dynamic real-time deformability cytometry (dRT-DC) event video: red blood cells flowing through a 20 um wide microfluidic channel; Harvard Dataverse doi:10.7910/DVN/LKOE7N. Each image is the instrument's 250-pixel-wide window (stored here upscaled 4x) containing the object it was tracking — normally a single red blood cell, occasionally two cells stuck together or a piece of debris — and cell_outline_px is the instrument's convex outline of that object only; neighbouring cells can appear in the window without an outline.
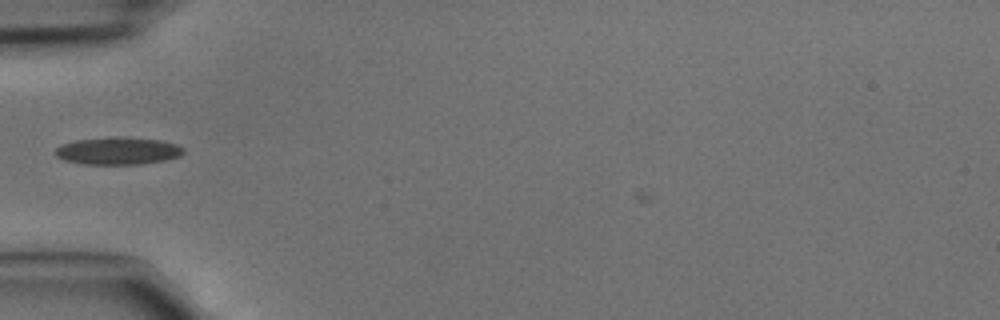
{"species": "common noctule bat (a hibernating species)", "species_latin": "Nyctalus noctula", "temperature_condition": "cold", "stored_images_in_passage": 27, "camera_frame_rate_fps": 3000, "um_per_image_px": 0.085, "animal": {"sex": "male", "body_mass_g": 15.6}, "frame": {"image": 1, "passage_image": 1, "time_ms": 0.0, "image_size_px": [1000, 320], "cell_outline_px": [[184, 152], [180, 156], [164, 160], [136, 164], [84, 164], [64, 160], [56, 156], [56, 148], [60, 144], [76, 140], [108, 136], [120, 136], [160, 140], [176, 144], [184, 148]], "centroid_in_image_um": [10.0, 12.81], "position_along_channel_um": 75.0, "area_um2": 20.58}}
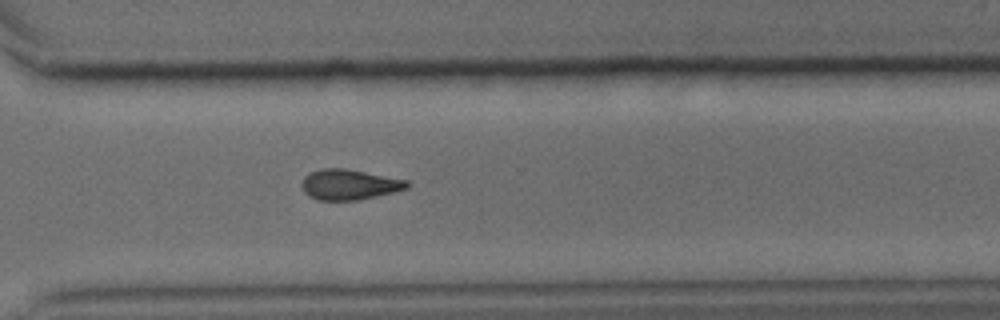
{"frame": {"image": 2, "passage_image": 19, "time_ms": 6.0, "image_size_px": [1000, 320], "cell_outline_px": [[408, 188], [376, 196], [356, 200], [320, 200], [308, 196], [304, 192], [304, 176], [320, 168], [344, 168], [408, 180]], "centroid_in_image_um": [29.69, 15.68], "position_along_channel_um": 340.9, "area_um2": 18.32}}
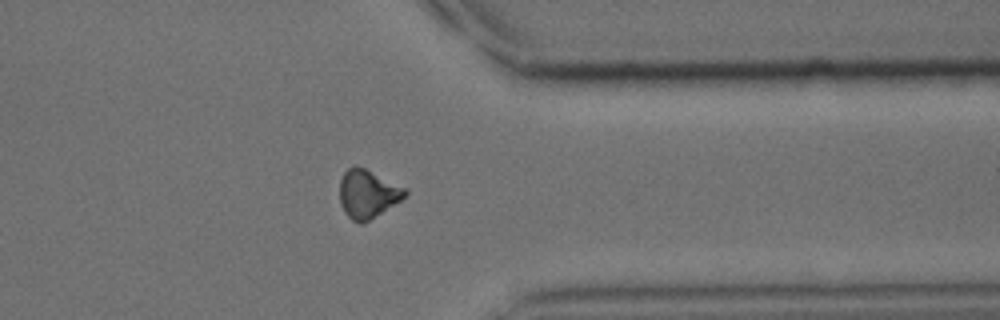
{"frame": {"image": 3, "passage_image": 22, "time_ms": 7.0, "image_size_px": [1000, 320], "cell_outline_px": [[408, 192], [400, 200], [364, 224], [360, 224], [352, 220], [344, 212], [340, 204], [340, 180], [344, 172], [348, 168], [356, 164], [408, 188]], "centroid_in_image_um": [31.24, 16.47], "position_along_channel_um": 380.2, "area_um2": 18.55}}